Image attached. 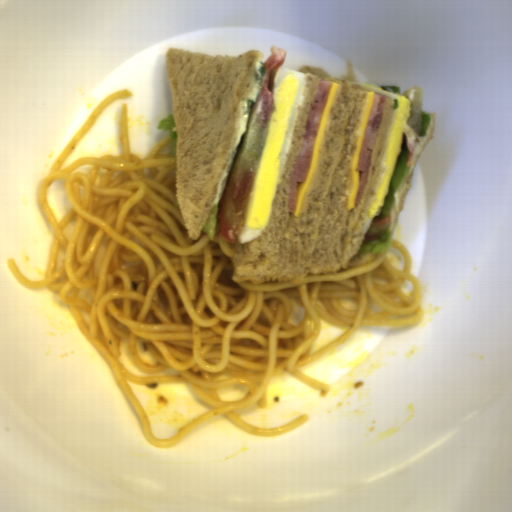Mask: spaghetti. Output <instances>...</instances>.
I'll return each instance as SVG.
<instances>
[{
    "label": "spaghetti",
    "mask_w": 512,
    "mask_h": 512,
    "mask_svg": "<svg viewBox=\"0 0 512 512\" xmlns=\"http://www.w3.org/2000/svg\"><path fill=\"white\" fill-rule=\"evenodd\" d=\"M131 90L109 95L60 153L37 191L38 208L54 235L43 279L19 284L49 289L107 366L153 447L169 448L203 423L224 416L248 434L288 435L306 422L258 427L235 410L266 405L268 385L292 375L326 398L330 386L304 367L338 348L362 328L413 326L422 316V288L412 255L396 267L385 253L357 267L258 285L232 280L238 237L223 238L220 202L214 238L193 240L177 192L175 146L164 137L147 158L130 153L127 106L120 105V156L75 160L64 167L97 117ZM63 180L69 207L56 221L46 187ZM320 317L346 332L311 354ZM188 383L213 409L161 438L151 431L129 383Z\"/></svg>",
    "instance_id": "spaghetti-1"
}]
</instances>
